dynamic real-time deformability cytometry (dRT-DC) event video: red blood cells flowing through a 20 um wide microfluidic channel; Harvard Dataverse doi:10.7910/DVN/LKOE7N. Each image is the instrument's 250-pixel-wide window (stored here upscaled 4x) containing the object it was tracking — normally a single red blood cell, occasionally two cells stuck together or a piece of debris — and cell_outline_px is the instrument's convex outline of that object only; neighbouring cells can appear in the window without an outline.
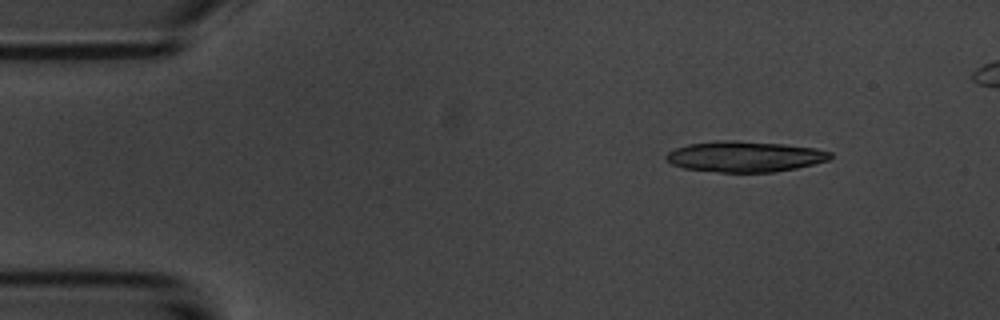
{"species": "common noctule bat (a hibernating species)", "species_latin": "Nyctalus noctula", "temperature_condition": "room temperature", "stored_images_in_passage": 4, "camera_frame_rate_fps": 3000, "um_per_image_px": 0.085, "animal": {"sex": "male", "body_mass_g": 20.1, "forearm_length_mm": 53.5}, "frame": {"image": 1, "passage_image": 1, "time_ms": 0.0, "image_size_px": [1000, 320], "cell_outline_px": [[832, 156], [828, 160], [796, 168], [772, 172], [720, 172], [684, 168], [672, 164], [664, 160], [664, 156], [668, 152], [676, 148], [688, 144], [716, 140], [732, 140], [784, 144], [816, 148], [832, 152]], "centroid_in_image_um": [63.28, 13.3], "position_along_channel_um": 21.7, "area_um2": 29.42}}